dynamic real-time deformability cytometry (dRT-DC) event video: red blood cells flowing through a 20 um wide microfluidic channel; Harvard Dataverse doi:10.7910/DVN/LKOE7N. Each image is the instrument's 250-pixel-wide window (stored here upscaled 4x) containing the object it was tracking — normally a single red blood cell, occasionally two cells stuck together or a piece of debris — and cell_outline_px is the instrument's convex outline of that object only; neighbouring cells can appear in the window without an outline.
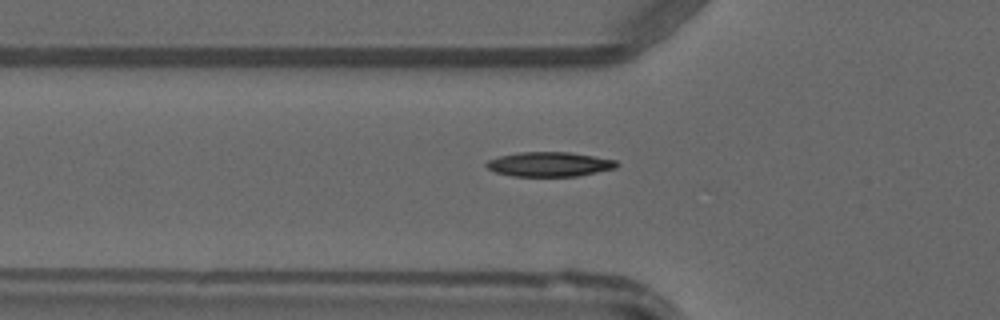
{"species": "common noctule bat (a hibernating species)", "species_latin": "Nyctalus noctula", "temperature_condition": "warm", "stored_images_in_passage": 48, "camera_frame_rate_fps": 3000, "um_per_image_px": 0.085, "animal": {"sex": "male", "forearm_length_mm": 52.5}, "frame": {"image": 1, "passage_image": 17, "time_ms": 5.333, "image_size_px": [1000, 320], "cell_outline_px": [[620, 164], [616, 168], [576, 176], [512, 176], [496, 172], [488, 168], [484, 164], [488, 160], [500, 156], [520, 152], [568, 152], [616, 160]], "centroid_in_image_um": [46.7, 13.96], "position_along_channel_um": 79.1, "area_um2": 18.5}}
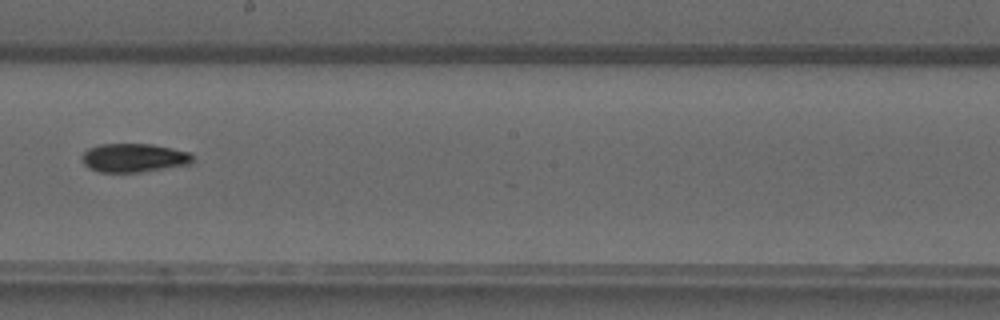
{"frame": {"image": 2, "passage_image": 28, "time_ms": 9.0, "image_size_px": [1000, 320], "cell_outline_px": [[192, 164], [140, 172], [100, 172], [88, 168], [80, 160], [80, 156], [88, 148], [100, 144], [152, 144], [188, 152], [192, 156]], "centroid_in_image_um": [11.32, 13.42], "position_along_channel_um": 236.9, "area_um2": 18.55}}
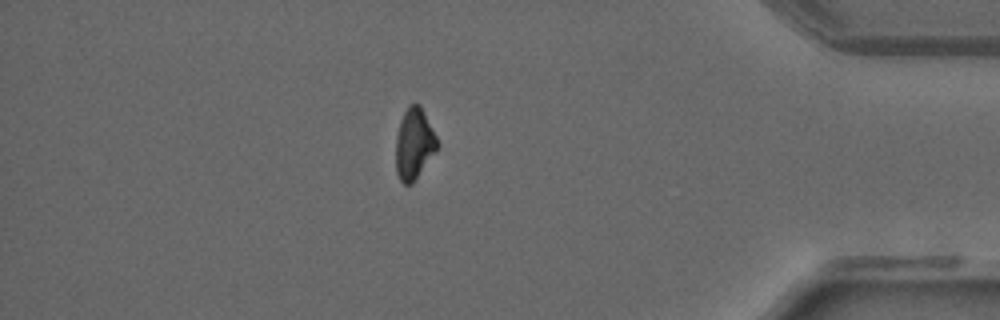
{"frame": {"image": 3, "passage_image": 42, "time_ms": 13.667, "image_size_px": [1000, 320], "cell_outline_px": [[440, 144], [412, 184], [404, 184], [400, 180], [396, 172], [396, 136], [400, 120], [408, 104], [420, 104]], "centroid_in_image_um": [35.19, 12.21], "position_along_channel_um": 400.0, "area_um2": 17.05}}